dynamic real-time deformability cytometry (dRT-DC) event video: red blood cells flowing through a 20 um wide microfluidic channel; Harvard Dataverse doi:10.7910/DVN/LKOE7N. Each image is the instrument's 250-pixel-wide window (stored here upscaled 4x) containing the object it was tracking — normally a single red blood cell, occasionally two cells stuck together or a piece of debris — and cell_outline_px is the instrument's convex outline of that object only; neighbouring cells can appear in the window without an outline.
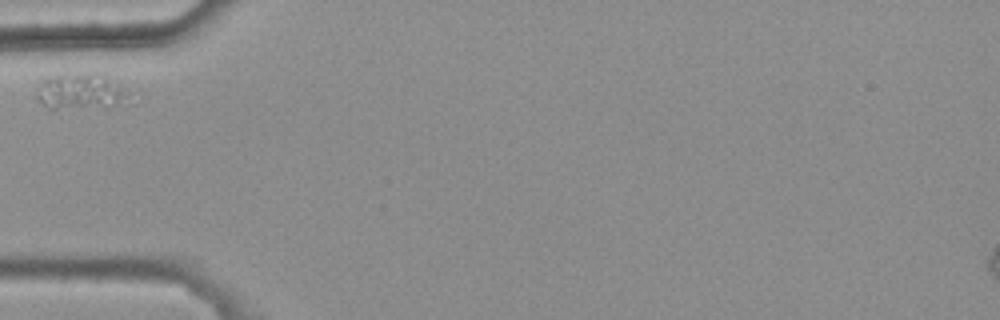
{"species": "common noctule bat (a hibernating species)", "species_latin": "Nyctalus noctula", "temperature_condition": "warm", "stored_images_in_passage": 5, "camera_frame_rate_fps": 3000, "um_per_image_px": 0.085, "animal": {"sex": "female", "body_mass_g": 25.1}, "frame": {"image": 1, "passage_image": 1, "time_ms": 0.0, "image_size_px": [1000, 320], "cell_outline_px": [[144, 92], [140, 100], [132, 104], [52, 112], [36, 96], [36, 92], [44, 80], [56, 76], [88, 72], [104, 72]], "centroid_in_image_um": [7.32, 7.81], "position_along_channel_um": 77.7, "area_um2": 22.25}}
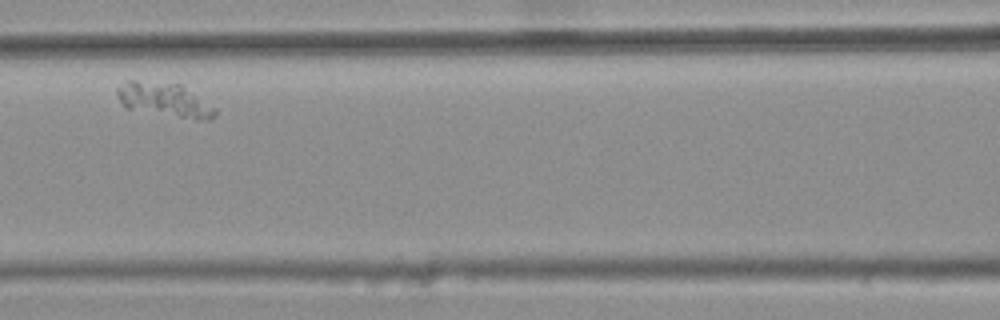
{"frame": {"image": 2, "passage_image": 3, "time_ms": 0.667, "image_size_px": [1000, 320], "cell_outline_px": [[216, 116], [212, 120], [196, 120], [124, 108], [116, 96], [116, 88], [124, 80], [136, 80], [180, 84], [216, 108]], "centroid_in_image_um": [13.94, 8.49], "position_along_channel_um": 152.7, "area_um2": 19.65}}
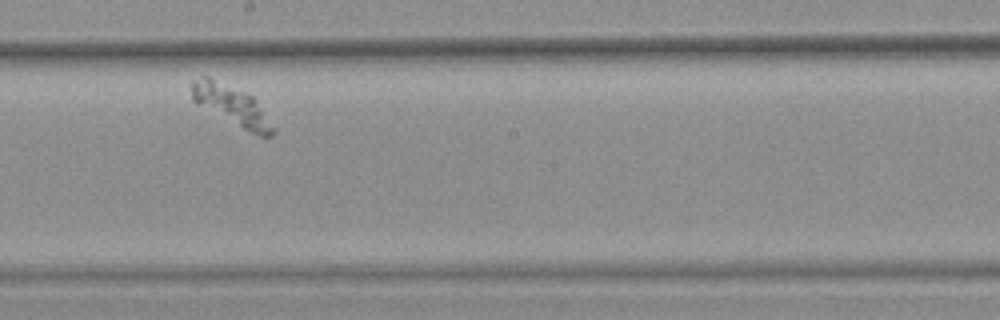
{"frame": {"image": 3, "passage_image": 5, "time_ms": 1.333, "image_size_px": [1000, 320], "cell_outline_px": [[276, 132], [272, 136], [260, 136], [196, 104], [192, 100], [192, 80], [204, 76], [208, 76], [244, 92], [252, 96], [256, 100]], "centroid_in_image_um": [19.66, 8.94], "position_along_channel_um": 228.5, "area_um2": 18.26}}